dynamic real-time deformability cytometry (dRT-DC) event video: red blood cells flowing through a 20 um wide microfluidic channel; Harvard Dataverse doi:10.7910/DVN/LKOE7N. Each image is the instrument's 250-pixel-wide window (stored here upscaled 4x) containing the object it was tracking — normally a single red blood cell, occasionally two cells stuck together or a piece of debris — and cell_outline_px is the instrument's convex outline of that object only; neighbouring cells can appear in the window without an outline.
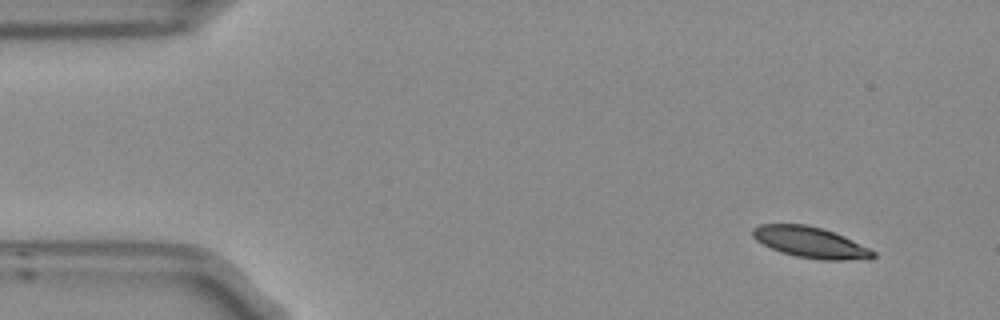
{"species": "Egyptian fruit bat (a non-hibernating species)", "species_latin": "Rousettus aegyptiacus", "temperature_condition": "room temperature", "stored_images_in_passage": 5, "camera_frame_rate_fps": 3000, "um_per_image_px": 0.085, "frame": {"image": 1, "passage_image": 1, "time_ms": 0.0, "image_size_px": [1000, 320], "cell_outline_px": [[876, 256], [868, 260], [820, 260], [796, 256], [780, 252], [756, 240], [752, 236], [752, 228], [760, 224], [804, 224], [820, 228], [844, 236], [876, 252]], "centroid_in_image_um": [68.9, 20.61], "position_along_channel_um": 16.1, "area_um2": 21.68}}
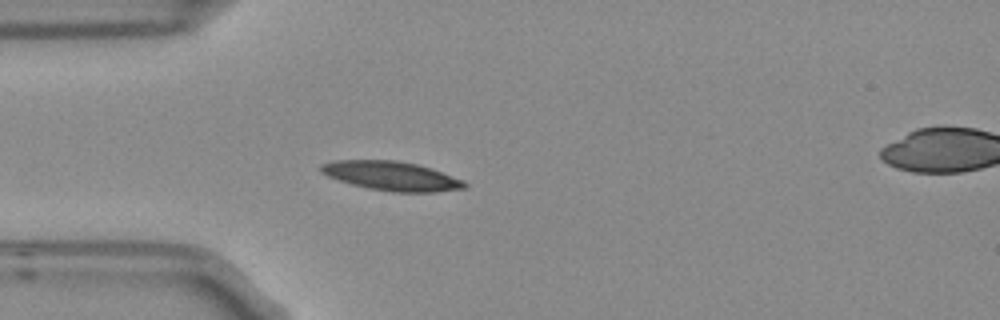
{"frame": {"image": 2, "passage_image": 4, "time_ms": 1.0, "image_size_px": [1000, 320], "cell_outline_px": [[468, 184], [464, 188], [436, 192], [392, 192], [368, 188], [352, 184], [328, 176], [320, 172], [320, 164], [336, 160], [396, 160], [416, 164], [432, 168], [464, 180]], "centroid_in_image_um": [33.29, 14.95], "position_along_channel_um": 51.7, "area_um2": 24.39}}